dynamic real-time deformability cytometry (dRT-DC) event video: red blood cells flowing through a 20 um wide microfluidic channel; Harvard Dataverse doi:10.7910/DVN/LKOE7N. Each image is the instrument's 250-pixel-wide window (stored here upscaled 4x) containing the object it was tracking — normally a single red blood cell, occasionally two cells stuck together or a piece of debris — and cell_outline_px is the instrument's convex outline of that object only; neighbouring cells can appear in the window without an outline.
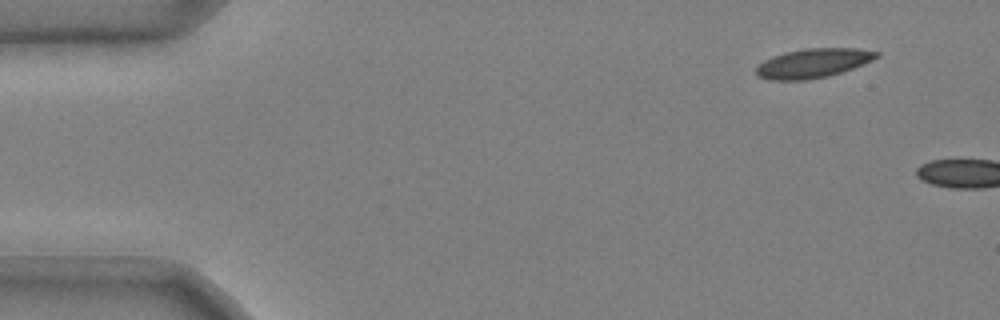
{"species": "common noctule bat (a hibernating species)", "species_latin": "Nyctalus noctula", "temperature_condition": "cold", "stored_images_in_passage": 3, "camera_frame_rate_fps": 3000, "um_per_image_px": 0.085, "animal": {"sex": "male", "body_mass_g": 20.4}, "frame": {"image": 1, "passage_image": 1, "time_ms": 0.0, "image_size_px": [1000, 320], "cell_outline_px": [[880, 56], [864, 64], [828, 76], [808, 80], [768, 80], [756, 76], [756, 68], [764, 60], [784, 52], [804, 48], [856, 48], [880, 52]], "centroid_in_image_um": [69.1, 5.37], "position_along_channel_um": 15.9, "area_um2": 20.58}}